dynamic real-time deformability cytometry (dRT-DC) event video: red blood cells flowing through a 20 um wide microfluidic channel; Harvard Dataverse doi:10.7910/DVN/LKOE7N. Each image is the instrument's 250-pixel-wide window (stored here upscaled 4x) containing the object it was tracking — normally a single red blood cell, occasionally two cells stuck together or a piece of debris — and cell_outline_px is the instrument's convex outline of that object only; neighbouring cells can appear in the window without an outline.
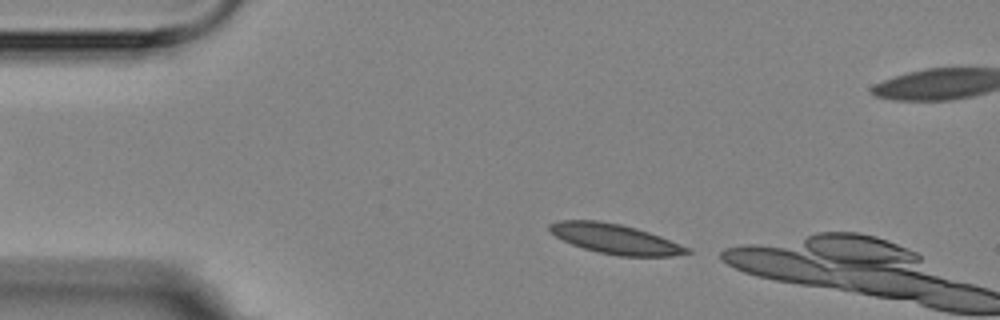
{"species": "Egyptian fruit bat (a non-hibernating species)", "species_latin": "Rousettus aegyptiacus", "temperature_condition": "room temperature", "stored_images_in_passage": 3, "segment_of_instrument_passage": [2, 2], "camera_frame_rate_fps": 3000, "um_per_image_px": 0.085, "animal": {"sex": "female"}, "frame": {"image": 1, "passage_image": 3, "time_ms": 3.667, "image_size_px": [1000, 320], "cell_outline_px": [[692, 252], [672, 256], [620, 256], [600, 252], [584, 248], [572, 244], [548, 232], [548, 224], [556, 220], [600, 220], [620, 224], [636, 228], [660, 236], [692, 248]], "centroid_in_image_um": [52.29, 20.29], "position_along_channel_um": 32.7, "area_um2": 23.93}}